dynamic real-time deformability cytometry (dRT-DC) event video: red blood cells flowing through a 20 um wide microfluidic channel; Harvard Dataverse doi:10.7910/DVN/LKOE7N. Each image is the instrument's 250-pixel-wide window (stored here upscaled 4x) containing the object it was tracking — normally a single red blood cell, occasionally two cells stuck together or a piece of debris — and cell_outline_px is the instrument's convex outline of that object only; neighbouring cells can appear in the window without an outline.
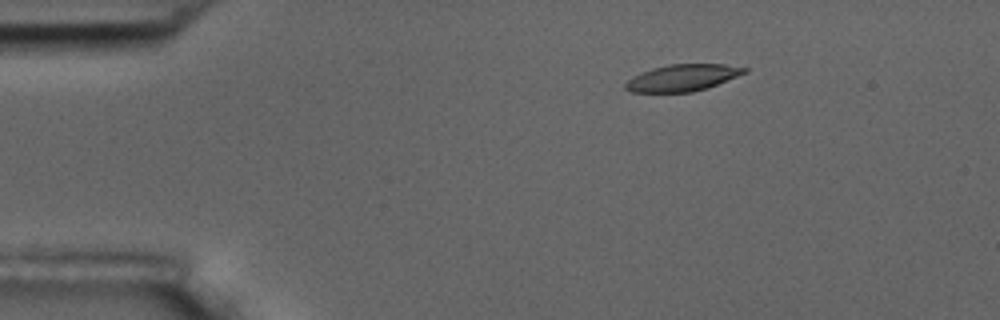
{"species": "common noctule bat (a hibernating species)", "species_latin": "Nyctalus noctula", "temperature_condition": "room temperature", "stored_images_in_passage": 3, "camera_frame_rate_fps": 3000, "um_per_image_px": 0.085, "animal": {"sex": "male", "body_mass_g": 17.5, "forearm_length_mm": 52.3}, "frame": {"image": 1, "passage_image": 1, "time_ms": 0.0, "image_size_px": [1000, 320], "cell_outline_px": [[748, 72], [708, 88], [692, 92], [632, 92], [624, 88], [624, 84], [632, 76], [640, 72], [652, 68], [668, 64], [724, 64], [748, 68]], "centroid_in_image_um": [58.01, 6.6], "position_along_channel_um": 27.0, "area_um2": 18.67}}